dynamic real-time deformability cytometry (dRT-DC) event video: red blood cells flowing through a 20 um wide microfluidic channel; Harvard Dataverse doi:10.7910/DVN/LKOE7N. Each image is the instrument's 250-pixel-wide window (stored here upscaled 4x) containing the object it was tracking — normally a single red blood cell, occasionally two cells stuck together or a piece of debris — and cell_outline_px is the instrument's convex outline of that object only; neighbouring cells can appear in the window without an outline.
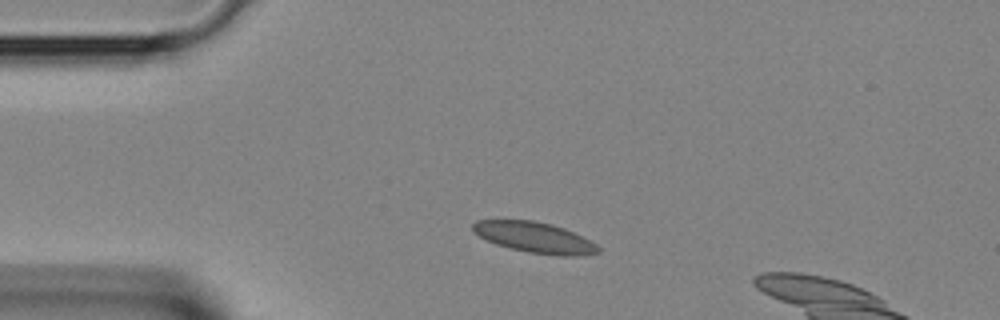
{"species": "Egyptian fruit bat (a non-hibernating species)", "species_latin": "Rousettus aegyptiacus", "temperature_condition": "room temperature", "stored_images_in_passage": 3, "camera_frame_rate_fps": 3000, "um_per_image_px": 0.085, "animal": {"sex": "female"}, "frame": {"image": 1, "passage_image": 2, "time_ms": 0.333, "image_size_px": [1000, 320], "cell_outline_px": [[600, 252], [580, 256], [560, 256], [528, 252], [496, 244], [472, 232], [472, 224], [476, 220], [532, 220], [552, 224], [564, 228], [596, 244], [600, 248]], "centroid_in_image_um": [45.44, 20.18], "position_along_channel_um": 39.6, "area_um2": 22.25}}